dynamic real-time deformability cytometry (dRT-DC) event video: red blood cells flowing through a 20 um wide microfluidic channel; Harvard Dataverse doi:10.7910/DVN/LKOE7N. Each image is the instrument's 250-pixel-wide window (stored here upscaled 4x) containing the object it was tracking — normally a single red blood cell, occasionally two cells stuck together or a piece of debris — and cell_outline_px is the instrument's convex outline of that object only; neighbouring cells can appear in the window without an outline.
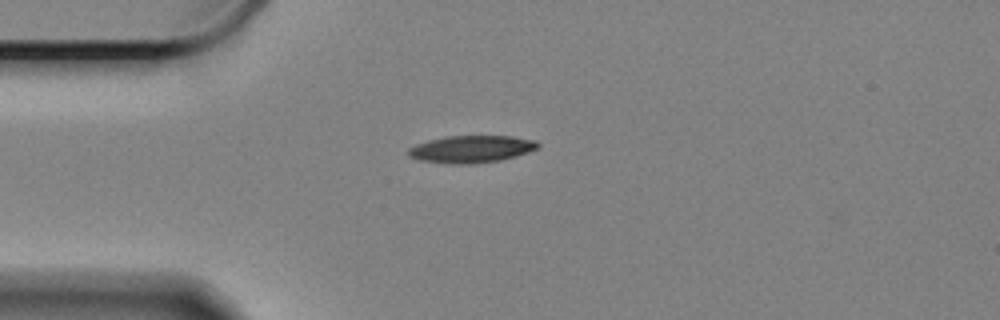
{"species": "Egyptian fruit bat (a non-hibernating species)", "species_latin": "Rousettus aegyptiacus", "temperature_condition": "cold", "stored_images_in_passage": 27, "camera_frame_rate_fps": 3000, "um_per_image_px": 0.085, "animal": {"sex": "female"}, "frame": {"image": 1, "passage_image": 1, "time_ms": 0.0, "image_size_px": [1000, 320], "cell_outline_px": [[540, 144], [536, 148], [516, 156], [500, 160], [472, 164], [452, 164], [416, 160], [408, 156], [408, 148], [416, 144], [428, 140], [448, 136], [512, 136], [536, 140]], "centroid_in_image_um": [40.02, 12.67], "position_along_channel_um": 45.0, "area_um2": 20.58}}
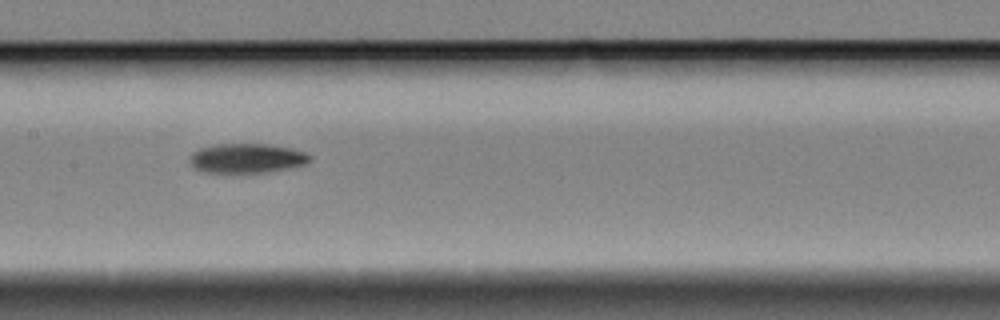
{"frame": {"image": 2, "passage_image": 15, "time_ms": 4.667, "image_size_px": [1000, 320], "cell_outline_px": [[312, 160], [304, 164], [288, 168], [268, 172], [208, 172], [196, 168], [188, 160], [192, 152], [200, 148], [220, 144], [264, 144], [288, 148], [304, 152]], "centroid_in_image_um": [20.95, 13.45], "position_along_channel_um": 186.4, "area_um2": 20.17}}
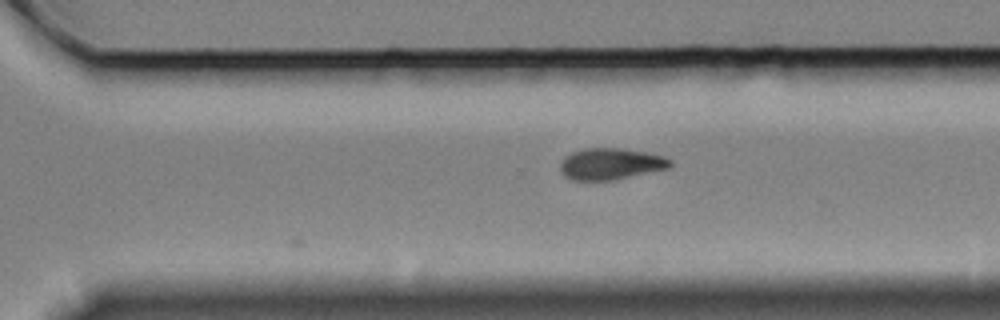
{"frame": {"image": 3, "passage_image": 27, "time_ms": 8.667, "image_size_px": [1000, 320], "cell_outline_px": [[672, 164], [668, 168], [616, 180], [572, 180], [564, 176], [560, 168], [560, 160], [564, 156], [572, 152], [584, 148], [620, 148], [644, 152], [664, 156], [672, 160]], "centroid_in_image_um": [51.88, 13.93], "position_along_channel_um": 318.7, "area_um2": 20.29}}